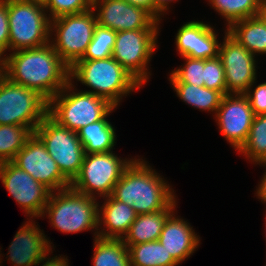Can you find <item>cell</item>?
Listing matches in <instances>:
<instances>
[{
	"label": "cell",
	"instance_id": "cell-6",
	"mask_svg": "<svg viewBox=\"0 0 266 266\" xmlns=\"http://www.w3.org/2000/svg\"><path fill=\"white\" fill-rule=\"evenodd\" d=\"M49 101L39 92L0 73V125L28 127L33 133L48 115Z\"/></svg>",
	"mask_w": 266,
	"mask_h": 266
},
{
	"label": "cell",
	"instance_id": "cell-32",
	"mask_svg": "<svg viewBox=\"0 0 266 266\" xmlns=\"http://www.w3.org/2000/svg\"><path fill=\"white\" fill-rule=\"evenodd\" d=\"M203 81L205 87L215 91H220L223 95L226 94L224 67L218 56L204 60Z\"/></svg>",
	"mask_w": 266,
	"mask_h": 266
},
{
	"label": "cell",
	"instance_id": "cell-9",
	"mask_svg": "<svg viewBox=\"0 0 266 266\" xmlns=\"http://www.w3.org/2000/svg\"><path fill=\"white\" fill-rule=\"evenodd\" d=\"M133 160H121L113 151L85 154L81 169L70 187L92 197H97L95 194L101 198L110 196L114 185Z\"/></svg>",
	"mask_w": 266,
	"mask_h": 266
},
{
	"label": "cell",
	"instance_id": "cell-4",
	"mask_svg": "<svg viewBox=\"0 0 266 266\" xmlns=\"http://www.w3.org/2000/svg\"><path fill=\"white\" fill-rule=\"evenodd\" d=\"M56 192H51L42 217L48 214L51 226L62 233L72 234L92 229L96 230L94 238L98 237L100 205L97 199L71 187Z\"/></svg>",
	"mask_w": 266,
	"mask_h": 266
},
{
	"label": "cell",
	"instance_id": "cell-10",
	"mask_svg": "<svg viewBox=\"0 0 266 266\" xmlns=\"http://www.w3.org/2000/svg\"><path fill=\"white\" fill-rule=\"evenodd\" d=\"M34 134L45 145L61 173L72 182L78 175L85 156L77 132L60 126L47 115L35 129Z\"/></svg>",
	"mask_w": 266,
	"mask_h": 266
},
{
	"label": "cell",
	"instance_id": "cell-19",
	"mask_svg": "<svg viewBox=\"0 0 266 266\" xmlns=\"http://www.w3.org/2000/svg\"><path fill=\"white\" fill-rule=\"evenodd\" d=\"M172 213L166 220L158 241L173 259L181 264L200 245V237L194 232L193 227L184 219L175 217Z\"/></svg>",
	"mask_w": 266,
	"mask_h": 266
},
{
	"label": "cell",
	"instance_id": "cell-14",
	"mask_svg": "<svg viewBox=\"0 0 266 266\" xmlns=\"http://www.w3.org/2000/svg\"><path fill=\"white\" fill-rule=\"evenodd\" d=\"M12 162L52 192L69 188L71 185L45 145L34 133Z\"/></svg>",
	"mask_w": 266,
	"mask_h": 266
},
{
	"label": "cell",
	"instance_id": "cell-41",
	"mask_svg": "<svg viewBox=\"0 0 266 266\" xmlns=\"http://www.w3.org/2000/svg\"><path fill=\"white\" fill-rule=\"evenodd\" d=\"M262 14L266 18V0H264L263 7H262Z\"/></svg>",
	"mask_w": 266,
	"mask_h": 266
},
{
	"label": "cell",
	"instance_id": "cell-37",
	"mask_svg": "<svg viewBox=\"0 0 266 266\" xmlns=\"http://www.w3.org/2000/svg\"><path fill=\"white\" fill-rule=\"evenodd\" d=\"M50 252H52V249L42 259L39 260L38 265L40 263H43L42 266H69V263L67 261L68 259L67 257L65 258V256L61 257L59 255V257L55 256L52 258H47L46 256H49Z\"/></svg>",
	"mask_w": 266,
	"mask_h": 266
},
{
	"label": "cell",
	"instance_id": "cell-38",
	"mask_svg": "<svg viewBox=\"0 0 266 266\" xmlns=\"http://www.w3.org/2000/svg\"><path fill=\"white\" fill-rule=\"evenodd\" d=\"M262 166H266V161L259 163V165ZM261 184L258 186L257 191H256V195L258 196V198L261 200V202L266 204V172L263 175L262 179L260 180Z\"/></svg>",
	"mask_w": 266,
	"mask_h": 266
},
{
	"label": "cell",
	"instance_id": "cell-24",
	"mask_svg": "<svg viewBox=\"0 0 266 266\" xmlns=\"http://www.w3.org/2000/svg\"><path fill=\"white\" fill-rule=\"evenodd\" d=\"M179 99L186 104L202 111H212L216 114L220 106L223 94L220 91L199 87L188 83H171Z\"/></svg>",
	"mask_w": 266,
	"mask_h": 266
},
{
	"label": "cell",
	"instance_id": "cell-25",
	"mask_svg": "<svg viewBox=\"0 0 266 266\" xmlns=\"http://www.w3.org/2000/svg\"><path fill=\"white\" fill-rule=\"evenodd\" d=\"M93 266H131L128 247L122 239H94Z\"/></svg>",
	"mask_w": 266,
	"mask_h": 266
},
{
	"label": "cell",
	"instance_id": "cell-21",
	"mask_svg": "<svg viewBox=\"0 0 266 266\" xmlns=\"http://www.w3.org/2000/svg\"><path fill=\"white\" fill-rule=\"evenodd\" d=\"M176 199L164 210L137 215L122 241L126 245H138L159 239L167 218L176 209Z\"/></svg>",
	"mask_w": 266,
	"mask_h": 266
},
{
	"label": "cell",
	"instance_id": "cell-13",
	"mask_svg": "<svg viewBox=\"0 0 266 266\" xmlns=\"http://www.w3.org/2000/svg\"><path fill=\"white\" fill-rule=\"evenodd\" d=\"M218 57L225 72L226 94H244L256 79V59L225 30Z\"/></svg>",
	"mask_w": 266,
	"mask_h": 266
},
{
	"label": "cell",
	"instance_id": "cell-29",
	"mask_svg": "<svg viewBox=\"0 0 266 266\" xmlns=\"http://www.w3.org/2000/svg\"><path fill=\"white\" fill-rule=\"evenodd\" d=\"M239 153L255 164L266 161V114L254 116L247 141Z\"/></svg>",
	"mask_w": 266,
	"mask_h": 266
},
{
	"label": "cell",
	"instance_id": "cell-40",
	"mask_svg": "<svg viewBox=\"0 0 266 266\" xmlns=\"http://www.w3.org/2000/svg\"><path fill=\"white\" fill-rule=\"evenodd\" d=\"M22 1H25V2H30L32 4H37V5H40L42 7H46L49 0H22Z\"/></svg>",
	"mask_w": 266,
	"mask_h": 266
},
{
	"label": "cell",
	"instance_id": "cell-27",
	"mask_svg": "<svg viewBox=\"0 0 266 266\" xmlns=\"http://www.w3.org/2000/svg\"><path fill=\"white\" fill-rule=\"evenodd\" d=\"M209 4L227 22V29L237 21L262 13L264 0H209Z\"/></svg>",
	"mask_w": 266,
	"mask_h": 266
},
{
	"label": "cell",
	"instance_id": "cell-23",
	"mask_svg": "<svg viewBox=\"0 0 266 266\" xmlns=\"http://www.w3.org/2000/svg\"><path fill=\"white\" fill-rule=\"evenodd\" d=\"M115 107L98 122L89 124L77 131L84 147L85 154L105 153L112 151L115 146L116 133L112 124L106 119Z\"/></svg>",
	"mask_w": 266,
	"mask_h": 266
},
{
	"label": "cell",
	"instance_id": "cell-5",
	"mask_svg": "<svg viewBox=\"0 0 266 266\" xmlns=\"http://www.w3.org/2000/svg\"><path fill=\"white\" fill-rule=\"evenodd\" d=\"M72 83L69 81L49 101L48 115L60 126L77 132L89 124L102 120L114 106L106 99L85 90L75 92Z\"/></svg>",
	"mask_w": 266,
	"mask_h": 266
},
{
	"label": "cell",
	"instance_id": "cell-34",
	"mask_svg": "<svg viewBox=\"0 0 266 266\" xmlns=\"http://www.w3.org/2000/svg\"><path fill=\"white\" fill-rule=\"evenodd\" d=\"M250 87L244 94L249 100L255 116L266 114V82L256 85L255 89Z\"/></svg>",
	"mask_w": 266,
	"mask_h": 266
},
{
	"label": "cell",
	"instance_id": "cell-3",
	"mask_svg": "<svg viewBox=\"0 0 266 266\" xmlns=\"http://www.w3.org/2000/svg\"><path fill=\"white\" fill-rule=\"evenodd\" d=\"M69 79H76L92 88L85 92L106 99L115 108L123 96L142 87L112 56L98 60H78L70 68Z\"/></svg>",
	"mask_w": 266,
	"mask_h": 266
},
{
	"label": "cell",
	"instance_id": "cell-8",
	"mask_svg": "<svg viewBox=\"0 0 266 266\" xmlns=\"http://www.w3.org/2000/svg\"><path fill=\"white\" fill-rule=\"evenodd\" d=\"M7 13L9 50L37 48L49 43L51 19L44 7L22 0H7Z\"/></svg>",
	"mask_w": 266,
	"mask_h": 266
},
{
	"label": "cell",
	"instance_id": "cell-7",
	"mask_svg": "<svg viewBox=\"0 0 266 266\" xmlns=\"http://www.w3.org/2000/svg\"><path fill=\"white\" fill-rule=\"evenodd\" d=\"M96 25L97 19L92 8L83 13L62 15L51 20L50 37L56 33L54 39H49V43L69 68L83 58Z\"/></svg>",
	"mask_w": 266,
	"mask_h": 266
},
{
	"label": "cell",
	"instance_id": "cell-15",
	"mask_svg": "<svg viewBox=\"0 0 266 266\" xmlns=\"http://www.w3.org/2000/svg\"><path fill=\"white\" fill-rule=\"evenodd\" d=\"M254 113L245 94H225L216 111L219 130L227 142L239 151L246 143Z\"/></svg>",
	"mask_w": 266,
	"mask_h": 266
},
{
	"label": "cell",
	"instance_id": "cell-36",
	"mask_svg": "<svg viewBox=\"0 0 266 266\" xmlns=\"http://www.w3.org/2000/svg\"><path fill=\"white\" fill-rule=\"evenodd\" d=\"M133 6L141 8L148 12L158 23H160V19L163 13H161L154 5L153 0H125Z\"/></svg>",
	"mask_w": 266,
	"mask_h": 266
},
{
	"label": "cell",
	"instance_id": "cell-12",
	"mask_svg": "<svg viewBox=\"0 0 266 266\" xmlns=\"http://www.w3.org/2000/svg\"><path fill=\"white\" fill-rule=\"evenodd\" d=\"M0 179L30 220L32 217H42L52 192L50 189L12 161L0 163Z\"/></svg>",
	"mask_w": 266,
	"mask_h": 266
},
{
	"label": "cell",
	"instance_id": "cell-2",
	"mask_svg": "<svg viewBox=\"0 0 266 266\" xmlns=\"http://www.w3.org/2000/svg\"><path fill=\"white\" fill-rule=\"evenodd\" d=\"M111 196L133 207L137 215L164 210L176 199L164 178L136 157L114 185Z\"/></svg>",
	"mask_w": 266,
	"mask_h": 266
},
{
	"label": "cell",
	"instance_id": "cell-1",
	"mask_svg": "<svg viewBox=\"0 0 266 266\" xmlns=\"http://www.w3.org/2000/svg\"><path fill=\"white\" fill-rule=\"evenodd\" d=\"M69 71L50 43L14 51L1 59V73L5 77L36 90L48 101L70 81Z\"/></svg>",
	"mask_w": 266,
	"mask_h": 266
},
{
	"label": "cell",
	"instance_id": "cell-22",
	"mask_svg": "<svg viewBox=\"0 0 266 266\" xmlns=\"http://www.w3.org/2000/svg\"><path fill=\"white\" fill-rule=\"evenodd\" d=\"M227 32L254 56L266 54V18L262 13L234 22Z\"/></svg>",
	"mask_w": 266,
	"mask_h": 266
},
{
	"label": "cell",
	"instance_id": "cell-16",
	"mask_svg": "<svg viewBox=\"0 0 266 266\" xmlns=\"http://www.w3.org/2000/svg\"><path fill=\"white\" fill-rule=\"evenodd\" d=\"M99 3V4H98ZM97 24L116 32L139 29H159L148 12L125 0H92Z\"/></svg>",
	"mask_w": 266,
	"mask_h": 266
},
{
	"label": "cell",
	"instance_id": "cell-33",
	"mask_svg": "<svg viewBox=\"0 0 266 266\" xmlns=\"http://www.w3.org/2000/svg\"><path fill=\"white\" fill-rule=\"evenodd\" d=\"M92 8V0H49L46 11H49V18L67 14H78L88 11Z\"/></svg>",
	"mask_w": 266,
	"mask_h": 266
},
{
	"label": "cell",
	"instance_id": "cell-28",
	"mask_svg": "<svg viewBox=\"0 0 266 266\" xmlns=\"http://www.w3.org/2000/svg\"><path fill=\"white\" fill-rule=\"evenodd\" d=\"M32 134L25 126L0 125V163L13 161Z\"/></svg>",
	"mask_w": 266,
	"mask_h": 266
},
{
	"label": "cell",
	"instance_id": "cell-35",
	"mask_svg": "<svg viewBox=\"0 0 266 266\" xmlns=\"http://www.w3.org/2000/svg\"><path fill=\"white\" fill-rule=\"evenodd\" d=\"M9 49V19L7 0H0V60Z\"/></svg>",
	"mask_w": 266,
	"mask_h": 266
},
{
	"label": "cell",
	"instance_id": "cell-30",
	"mask_svg": "<svg viewBox=\"0 0 266 266\" xmlns=\"http://www.w3.org/2000/svg\"><path fill=\"white\" fill-rule=\"evenodd\" d=\"M116 31L96 25L92 41L81 60L106 59L112 56Z\"/></svg>",
	"mask_w": 266,
	"mask_h": 266
},
{
	"label": "cell",
	"instance_id": "cell-39",
	"mask_svg": "<svg viewBox=\"0 0 266 266\" xmlns=\"http://www.w3.org/2000/svg\"><path fill=\"white\" fill-rule=\"evenodd\" d=\"M155 7L162 13L169 10V3L173 0H153ZM178 1V0H177Z\"/></svg>",
	"mask_w": 266,
	"mask_h": 266
},
{
	"label": "cell",
	"instance_id": "cell-11",
	"mask_svg": "<svg viewBox=\"0 0 266 266\" xmlns=\"http://www.w3.org/2000/svg\"><path fill=\"white\" fill-rule=\"evenodd\" d=\"M158 29H139L116 32L112 57L141 85L151 75L147 68L157 48ZM149 74V75H148Z\"/></svg>",
	"mask_w": 266,
	"mask_h": 266
},
{
	"label": "cell",
	"instance_id": "cell-20",
	"mask_svg": "<svg viewBox=\"0 0 266 266\" xmlns=\"http://www.w3.org/2000/svg\"><path fill=\"white\" fill-rule=\"evenodd\" d=\"M106 201V202H105ZM133 207L115 200L111 195L104 198V203L98 208V225L105 229H98V237L122 239L129 227L136 219Z\"/></svg>",
	"mask_w": 266,
	"mask_h": 266
},
{
	"label": "cell",
	"instance_id": "cell-17",
	"mask_svg": "<svg viewBox=\"0 0 266 266\" xmlns=\"http://www.w3.org/2000/svg\"><path fill=\"white\" fill-rule=\"evenodd\" d=\"M211 25L203 21H190L182 25L176 34L177 51L182 57L210 59L218 56L219 41Z\"/></svg>",
	"mask_w": 266,
	"mask_h": 266
},
{
	"label": "cell",
	"instance_id": "cell-31",
	"mask_svg": "<svg viewBox=\"0 0 266 266\" xmlns=\"http://www.w3.org/2000/svg\"><path fill=\"white\" fill-rule=\"evenodd\" d=\"M183 58L186 64L172 71L169 77L170 83H188L199 87L204 86V59Z\"/></svg>",
	"mask_w": 266,
	"mask_h": 266
},
{
	"label": "cell",
	"instance_id": "cell-26",
	"mask_svg": "<svg viewBox=\"0 0 266 266\" xmlns=\"http://www.w3.org/2000/svg\"><path fill=\"white\" fill-rule=\"evenodd\" d=\"M131 266H176L178 263L158 241L126 245Z\"/></svg>",
	"mask_w": 266,
	"mask_h": 266
},
{
	"label": "cell",
	"instance_id": "cell-18",
	"mask_svg": "<svg viewBox=\"0 0 266 266\" xmlns=\"http://www.w3.org/2000/svg\"><path fill=\"white\" fill-rule=\"evenodd\" d=\"M31 221L21 226L9 245L7 256L14 266H37L39 260L52 249V242L46 238L38 224Z\"/></svg>",
	"mask_w": 266,
	"mask_h": 266
}]
</instances>
